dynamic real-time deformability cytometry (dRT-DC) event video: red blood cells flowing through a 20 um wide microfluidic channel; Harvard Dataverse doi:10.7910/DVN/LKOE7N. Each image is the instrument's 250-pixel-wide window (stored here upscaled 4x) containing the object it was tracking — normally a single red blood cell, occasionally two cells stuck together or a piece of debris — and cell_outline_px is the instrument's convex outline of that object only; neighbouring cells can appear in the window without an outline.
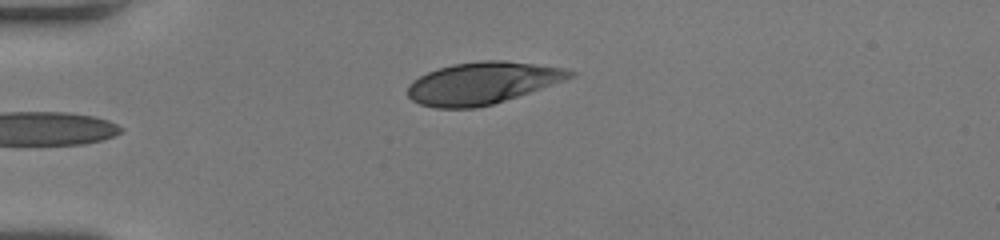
{"species": "human", "species_latin": "Homo sapiens", "temperature_condition": "room temperature", "stored_images_in_passage": 34, "camera_frame_rate_fps": 3000, "um_per_image_px": 0.085, "donor": {"sex": "female"}, "frame": {"image": 1, "passage_image": 1, "time_ms": 0.0, "image_size_px": [1000, 240], "cell_outline_px": [[576, 76], [492, 104], [476, 108], [436, 108], [420, 104], [412, 100], [408, 96], [408, 84], [412, 80], [428, 72], [452, 64], [480, 60], [504, 60], [564, 68], [576, 72]], "centroid_in_image_um": [40.97, 7.05], "position_along_channel_um": 44.0, "area_um2": 39.36}}
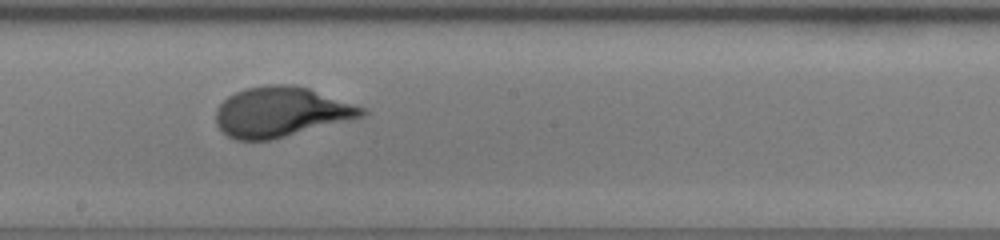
{"frame": {"image": 2, "passage_image": 17, "time_ms": 5.333, "image_size_px": [1000, 240], "cell_outline_px": [[368, 112], [364, 116], [272, 140], [236, 140], [228, 136], [216, 124], [216, 108], [228, 96], [236, 92], [248, 88], [268, 84], [292, 84], [308, 88], [364, 108]], "centroid_in_image_um": [23.85, 9.52], "position_along_channel_um": 224.3, "area_um2": 42.19}}
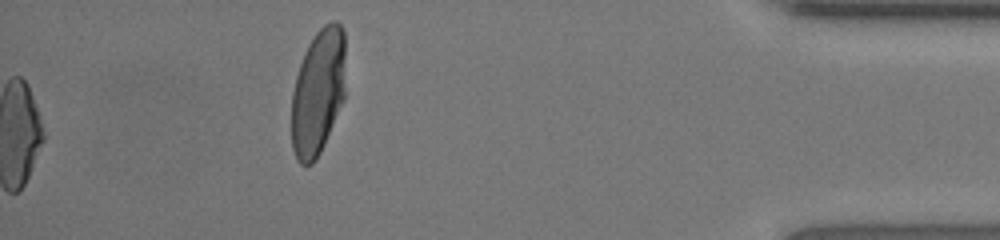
{"frame": {"image": 3, "passage_image": 34, "time_ms": 11.0, "image_size_px": [1000, 240], "cell_outline_px": [[344, 96], [324, 144], [316, 160], [312, 164], [300, 164], [296, 160], [292, 148], [292, 92], [296, 76], [304, 52], [308, 44], [316, 32], [324, 24], [332, 20], [336, 20], [344, 28]], "centroid_in_image_um": [27.02, 7.8], "position_along_channel_um": 408.2, "area_um2": 39.59}, "authors_computed_cell_mechanics": {"area_um2": 41.6738, "velocity_mm_per_s": 4.0479, "shape_relaxation_time_tau1_ms": 3.6624, "shape_relaxation_time_tau2_ms": null, "deformation_change_tau1": 0.2161, "deformation_change_tau2": null}}